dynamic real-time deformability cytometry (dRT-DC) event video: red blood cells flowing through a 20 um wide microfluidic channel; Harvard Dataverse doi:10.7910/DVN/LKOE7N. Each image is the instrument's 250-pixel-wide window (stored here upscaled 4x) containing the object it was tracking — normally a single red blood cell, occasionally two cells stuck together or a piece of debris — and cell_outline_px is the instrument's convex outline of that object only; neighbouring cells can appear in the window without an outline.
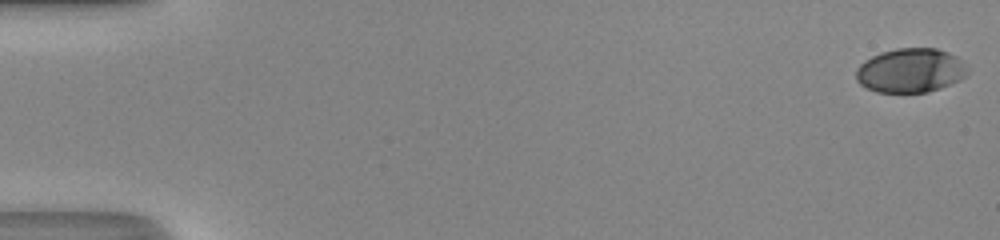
{"species": "human", "species_latin": "Homo sapiens", "temperature_condition": "room temperature", "stored_images_in_passage": 50, "camera_frame_rate_fps": 3000, "um_per_image_px": 0.085, "donor": {"sex": "male"}, "frame": {"image": 1, "passage_image": 1, "time_ms": 0.0, "image_size_px": [1000, 240], "cell_outline_px": [[968, 72], [960, 80], [940, 88], [928, 92], [876, 92], [860, 84], [856, 80], [856, 68], [864, 60], [880, 52], [896, 48], [936, 48], [948, 52], [956, 56], [968, 68]], "centroid_in_image_um": [77.37, 5.98], "position_along_channel_um": 7.6, "area_um2": 28.78}}
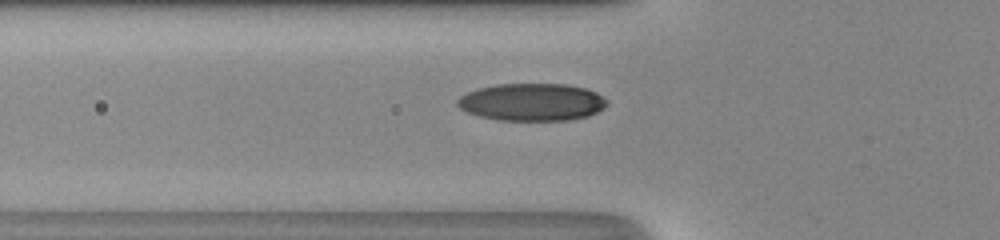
{"frame": {"image": 2, "passage_image": 19, "time_ms": 6.0, "image_size_px": [1000, 240], "cell_outline_px": [[608, 104], [604, 108], [588, 116], [568, 120], [496, 120], [480, 116], [468, 112], [460, 108], [456, 104], [456, 100], [460, 96], [476, 88], [496, 84], [564, 84], [584, 88], [596, 92], [608, 100]], "centroid_in_image_um": [45.2, 8.67], "position_along_channel_um": 80.6, "area_um2": 32.71}}
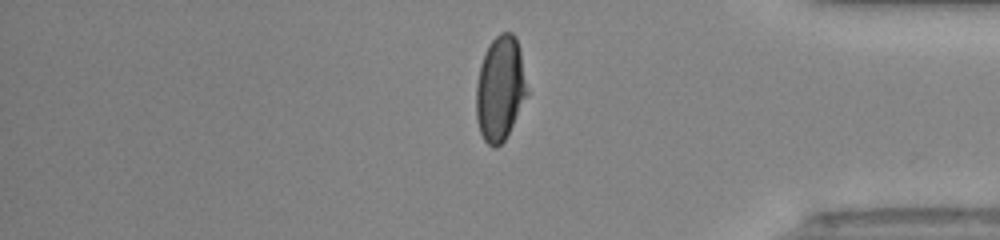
{"frame": {"image": 3, "passage_image": 42, "time_ms": 13.667, "image_size_px": [1000, 240], "cell_outline_px": [[528, 92], [504, 140], [496, 148], [492, 148], [484, 140], [480, 132], [476, 116], [476, 84], [480, 64], [488, 44], [500, 32], [512, 32], [516, 36], [520, 52]], "centroid_in_image_um": [42.48, 7.5], "position_along_channel_um": 392.7, "area_um2": 30.81}, "authors_computed_cell_mechanics": {"area_um2": 30.634, "velocity_mm_per_s": 4.3502, "shape_relaxation_time_tau1_ms": 3.6372, "shape_relaxation_time_tau2_ms": 1.2206, "deformation_change_tau1": 0.175, "deformation_change_tau2": 0.0442}}